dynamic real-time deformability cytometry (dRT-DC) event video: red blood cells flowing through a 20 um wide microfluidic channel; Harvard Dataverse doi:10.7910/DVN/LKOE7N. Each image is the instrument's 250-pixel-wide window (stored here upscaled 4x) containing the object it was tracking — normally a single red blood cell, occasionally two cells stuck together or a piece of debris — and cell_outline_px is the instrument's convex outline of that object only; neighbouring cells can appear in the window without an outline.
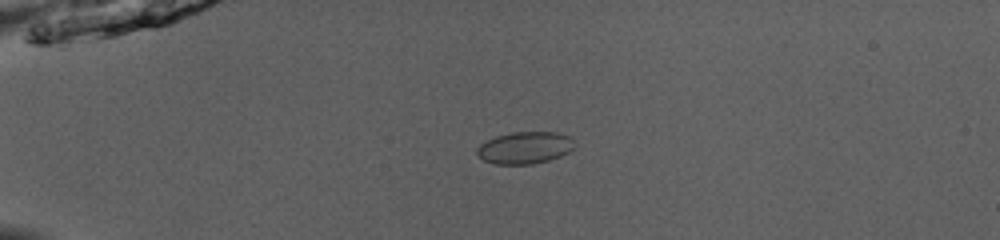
{"species": "common noctule bat (a hibernating species)", "species_latin": "Nyctalus noctula", "temperature_condition": "room temperature", "stored_images_in_passage": 53, "camera_frame_rate_fps": 3000, "um_per_image_px": 0.085, "animal": {"sex": "male", "body_mass_g": 13.0, "forearm_length_mm": 53.1}, "frame": {"image": 1, "passage_image": 15, "time_ms": 4.667, "image_size_px": [1000, 240], "cell_outline_px": [[576, 148], [560, 156], [548, 160], [532, 164], [496, 164], [484, 160], [476, 156], [476, 148], [480, 144], [496, 136], [512, 132], [556, 132], [568, 136], [572, 140]], "centroid_in_image_um": [44.59, 12.56], "position_along_channel_um": 40.4, "area_um2": 18.21}}
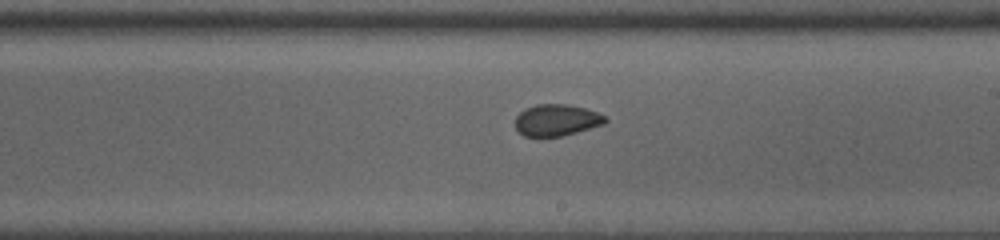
{"frame": {"image": 2, "passage_image": 33, "time_ms": 10.667, "image_size_px": [1000, 240], "cell_outline_px": [[608, 120], [604, 124], [576, 132], [560, 136], [524, 136], [516, 128], [516, 116], [524, 108], [536, 104], [568, 104], [584, 108], [596, 112], [604, 116]], "centroid_in_image_um": [47.29, 10.19], "position_along_channel_um": 241.7, "area_um2": 16.42}}
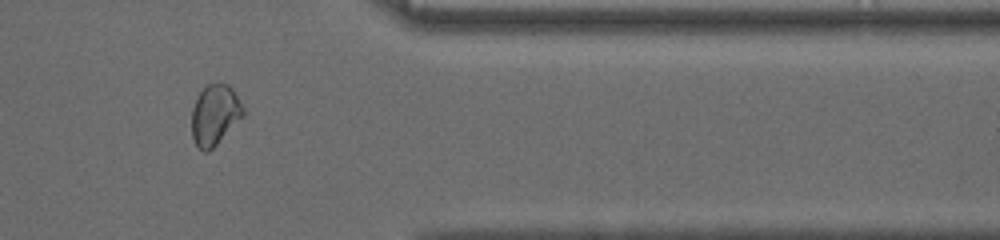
{"frame": {"image": 3, "passage_image": 45, "time_ms": 14.667, "image_size_px": [1000, 240], "cell_outline_px": [[244, 116], [208, 152], [204, 152], [196, 144], [192, 136], [192, 108], [204, 84], [220, 80], [228, 84], [232, 88], [244, 108]], "centroid_in_image_um": [18.27, 9.7], "position_along_channel_um": 393.1, "area_um2": 18.32}, "authors_computed_cell_mechanics": {"area_um2": 17.9758, "velocity_mm_per_s": 4.0213, "shape_relaxation_time_tau1_ms": null, "shape_relaxation_time_tau2_ms": 1.0997, "deformation_change_tau1": null, "deformation_change_tau2": 0.0461}}